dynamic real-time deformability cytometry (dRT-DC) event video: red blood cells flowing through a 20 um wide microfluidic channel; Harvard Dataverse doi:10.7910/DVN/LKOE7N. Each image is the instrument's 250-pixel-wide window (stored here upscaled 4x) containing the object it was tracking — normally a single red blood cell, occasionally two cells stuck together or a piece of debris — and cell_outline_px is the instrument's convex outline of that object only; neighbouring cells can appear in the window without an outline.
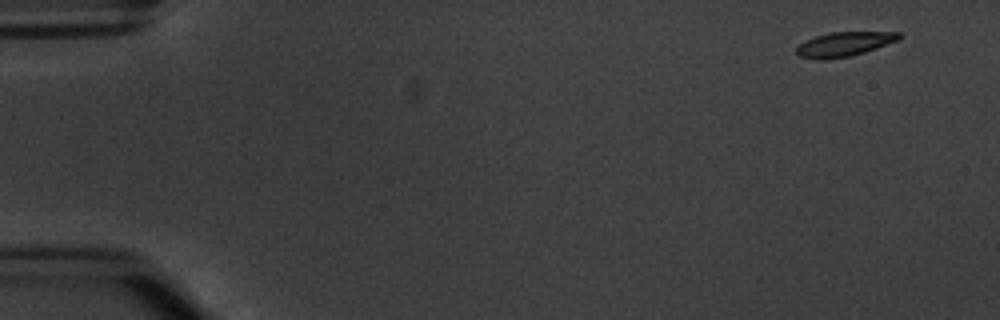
{"species": "common noctule bat (a hibernating species)", "species_latin": "Nyctalus noctula", "temperature_condition": "warm", "stored_images_in_passage": 6, "camera_frame_rate_fps": 3000, "um_per_image_px": 0.085, "animal": {"sex": "male", "body_mass_g": 20.1, "forearm_length_mm": 53.5}, "frame": {"image": 1, "passage_image": 1, "time_ms": 0.0, "image_size_px": [1000, 320], "cell_outline_px": [[900, 40], [864, 52], [848, 56], [800, 56], [796, 52], [796, 48], [800, 44], [816, 36], [828, 32], [900, 32]], "centroid_in_image_um": [71.87, 3.69], "position_along_channel_um": 13.1, "area_um2": 13.64}}
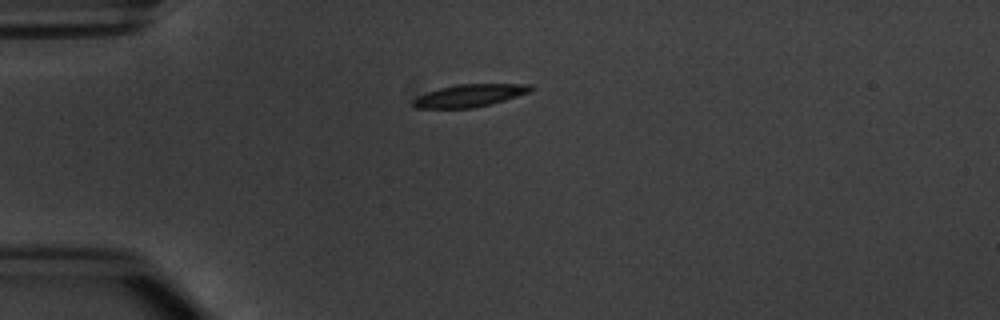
{"frame": {"image": 2, "passage_image": 4, "time_ms": 3.667, "image_size_px": [1000, 320], "cell_outline_px": [[536, 88], [528, 92], [504, 100], [472, 108], [416, 108], [412, 104], [412, 100], [428, 92], [440, 88], [456, 84], [532, 84]], "centroid_in_image_um": [39.93, 8.11], "position_along_channel_um": 45.1, "area_um2": 15.2}}